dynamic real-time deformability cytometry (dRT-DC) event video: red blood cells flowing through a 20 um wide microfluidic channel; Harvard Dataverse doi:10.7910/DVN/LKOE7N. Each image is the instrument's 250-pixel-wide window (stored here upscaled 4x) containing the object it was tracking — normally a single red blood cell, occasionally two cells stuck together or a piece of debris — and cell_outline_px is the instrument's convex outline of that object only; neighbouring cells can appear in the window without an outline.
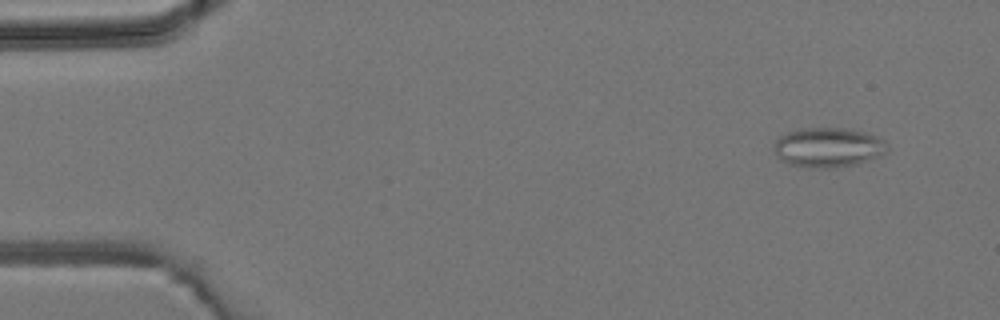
{"species": "common noctule bat (a hibernating species)", "species_latin": "Nyctalus noctula", "temperature_condition": "room temperature", "stored_images_in_passage": 4, "camera_frame_rate_fps": 3000, "um_per_image_px": 0.085, "animal": {"sex": "male", "body_mass_g": 19.2, "forearm_length_mm": 51.8}, "frame": {"image": 1, "passage_image": 1, "time_ms": 0.0, "image_size_px": [1000, 320], "cell_outline_px": [[888, 148], [880, 156], [856, 164], [832, 168], [808, 168], [788, 164], [780, 160], [776, 156], [776, 140], [780, 136], [796, 128], [848, 128], [864, 132], [876, 136], [884, 140], [888, 144]], "centroid_in_image_um": [70.39, 12.53], "position_along_channel_um": 14.6, "area_um2": 26.3}}